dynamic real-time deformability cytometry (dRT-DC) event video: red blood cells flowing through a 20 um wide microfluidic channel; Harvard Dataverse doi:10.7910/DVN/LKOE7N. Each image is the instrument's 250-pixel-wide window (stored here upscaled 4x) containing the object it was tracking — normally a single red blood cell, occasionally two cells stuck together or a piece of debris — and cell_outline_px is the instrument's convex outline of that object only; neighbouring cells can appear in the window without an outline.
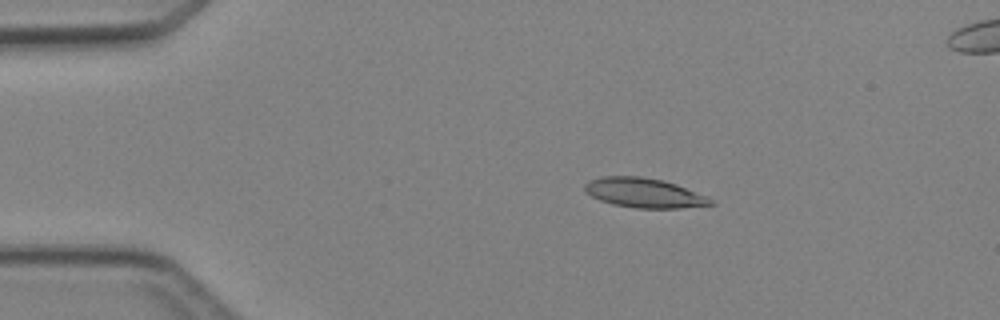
{"species": "Egyptian fruit bat (a non-hibernating species)", "species_latin": "Rousettus aegyptiacus", "temperature_condition": "cold", "stored_images_in_passage": 3, "camera_frame_rate_fps": 3000, "um_per_image_px": 0.085, "animal": {"sex": "female"}, "frame": {"image": 1, "passage_image": 1, "time_ms": 0.0, "image_size_px": [1000, 320], "cell_outline_px": [[716, 204], [680, 208], [636, 208], [612, 204], [600, 200], [584, 192], [584, 184], [592, 180], [604, 176], [640, 176], [664, 180], [676, 184], [708, 196]], "centroid_in_image_um": [54.76, 16.39], "position_along_channel_um": 30.2, "area_um2": 21.73}}
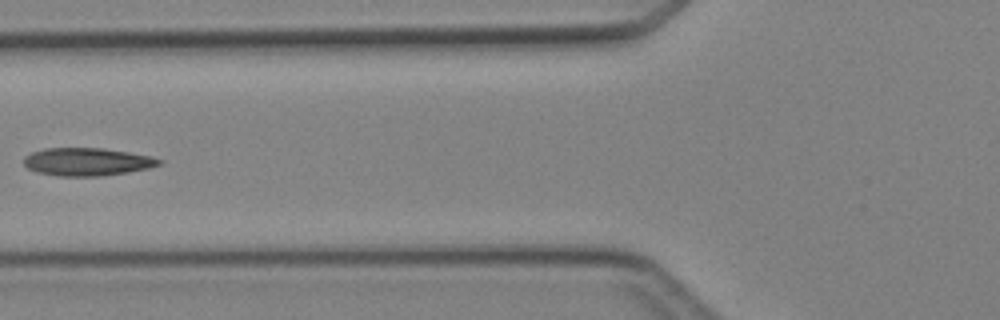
{"frame": {"image": 2, "passage_image": 3, "time_ms": 3.333, "image_size_px": [1000, 320], "cell_outline_px": [[164, 160], [160, 164], [148, 168], [128, 172], [100, 176], [60, 176], [36, 172], [28, 168], [24, 164], [24, 156], [32, 152], [44, 148], [104, 148], [152, 156]], "centroid_in_image_um": [7.41, 13.75], "position_along_channel_um": 118.4, "area_um2": 22.02}}